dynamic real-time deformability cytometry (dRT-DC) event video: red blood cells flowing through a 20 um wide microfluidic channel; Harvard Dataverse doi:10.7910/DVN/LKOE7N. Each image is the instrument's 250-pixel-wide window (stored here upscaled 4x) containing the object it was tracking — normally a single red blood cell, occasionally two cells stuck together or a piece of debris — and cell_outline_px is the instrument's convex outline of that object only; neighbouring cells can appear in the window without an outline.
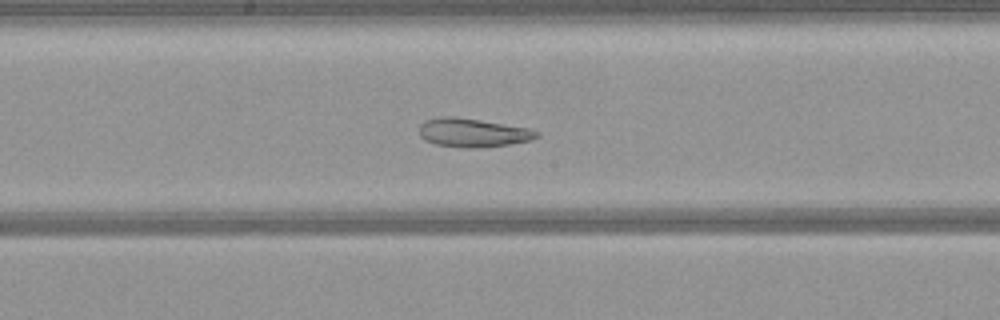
{"species": "common noctule bat (a hibernating species)", "species_latin": "Nyctalus noctula", "temperature_condition": "warm", "stored_images_in_passage": 41, "camera_frame_rate_fps": 3000, "um_per_image_px": 0.085, "animal": {"sex": "female", "body_mass_g": 21.9}, "frame": {"image": 1, "passage_image": 16, "time_ms": 5.0, "image_size_px": [1000, 320], "cell_outline_px": [[540, 136], [528, 140], [512, 144], [476, 148], [464, 148], [436, 144], [424, 140], [420, 136], [420, 124], [424, 120], [440, 116], [452, 116], [528, 128], [540, 132]], "centroid_in_image_um": [40.16, 11.28], "position_along_channel_um": 208.0, "area_um2": 19.54}}
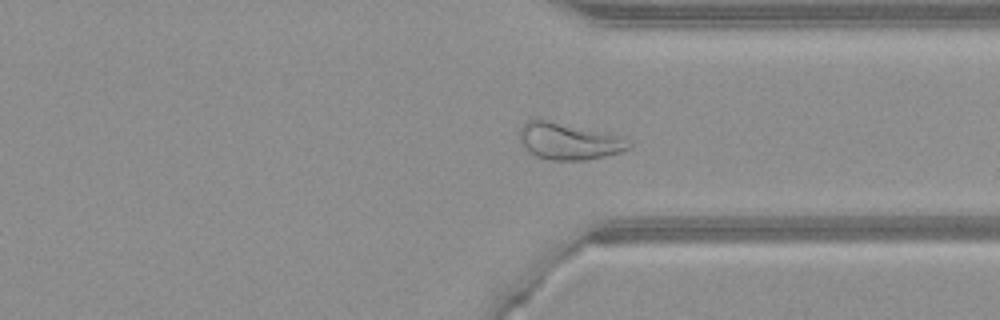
{"frame": {"image": 2, "passage_image": 28, "time_ms": 9.0, "image_size_px": [1000, 320], "cell_outline_px": [[632, 148], [620, 152], [588, 160], [548, 160], [536, 156], [528, 152], [520, 144], [520, 128], [528, 120], [540, 116], [620, 136], [632, 140]], "centroid_in_image_um": [48.33, 11.97], "position_along_channel_um": 363.1, "area_um2": 24.28}}
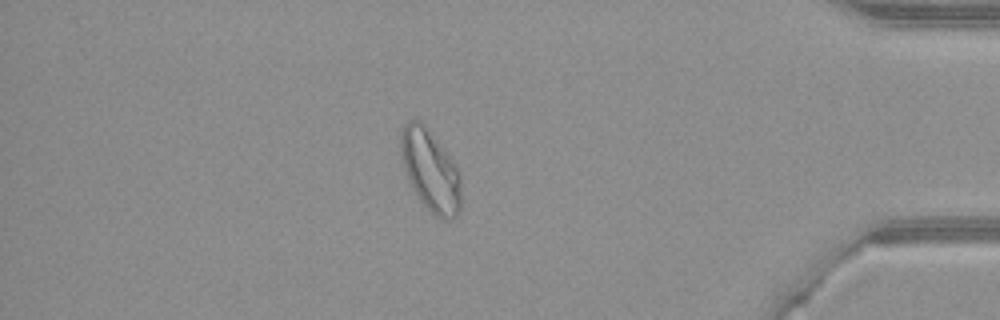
{"frame": {"image": 3, "passage_image": 34, "time_ms": 11.0, "image_size_px": [1000, 320], "cell_outline_px": [[460, 208], [456, 216], [452, 220], [440, 220], [420, 200], [404, 168], [400, 152], [400, 132], [404, 124], [408, 120], [420, 120], [424, 124], [452, 160], [460, 172]], "centroid_in_image_um": [36.58, 14.49], "position_along_channel_um": 398.6, "area_um2": 28.26}}